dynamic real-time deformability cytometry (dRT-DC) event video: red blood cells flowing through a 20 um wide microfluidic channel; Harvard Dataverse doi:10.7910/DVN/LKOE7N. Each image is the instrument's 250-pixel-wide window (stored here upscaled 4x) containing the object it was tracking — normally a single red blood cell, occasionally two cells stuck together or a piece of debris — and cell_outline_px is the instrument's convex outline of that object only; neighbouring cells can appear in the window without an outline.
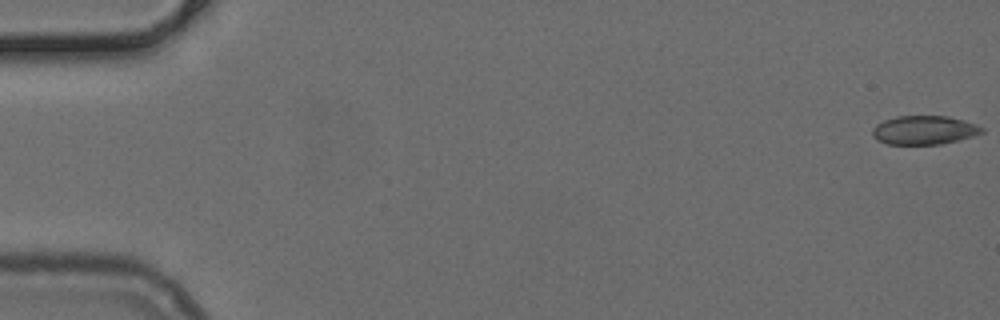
{"species": "common noctule bat (a hibernating species)", "species_latin": "Nyctalus noctula", "temperature_condition": "cold", "stored_images_in_passage": 28, "camera_frame_rate_fps": 3000, "um_per_image_px": 0.085, "animal": {"sex": "female", "body_mass_g": 24.6, "forearm_length_mm": 56.2}, "frame": {"image": 1, "passage_image": 1, "time_ms": 0.0, "image_size_px": [1000, 320], "cell_outline_px": [[984, 132], [972, 136], [940, 144], [888, 144], [876, 140], [872, 136], [872, 128], [876, 124], [884, 120], [896, 116], [948, 116], [964, 120], [976, 124], [984, 128]], "centroid_in_image_um": [78.52, 11.05], "position_along_channel_um": 6.5, "area_um2": 18.38}}
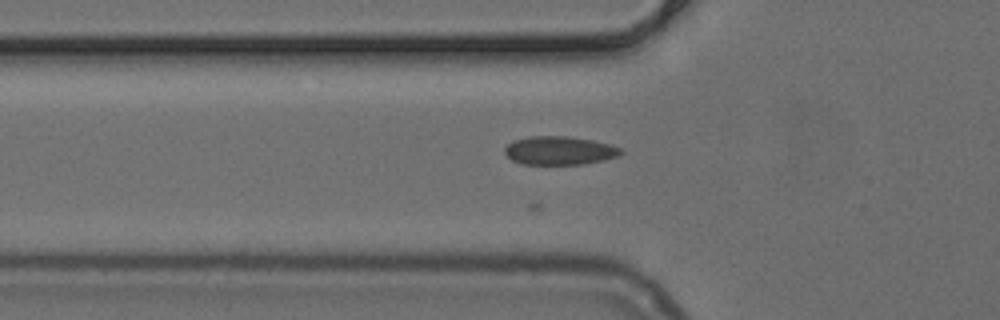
{"frame": {"image": 2, "passage_image": 18, "time_ms": 5.667, "image_size_px": [1000, 320], "cell_outline_px": [[624, 152], [620, 156], [604, 160], [584, 164], [520, 164], [512, 160], [504, 152], [504, 148], [512, 140], [528, 136], [568, 136], [592, 140], [612, 144], [620, 148]], "centroid_in_image_um": [47.57, 12.79], "position_along_channel_um": 78.2, "area_um2": 19.54}}
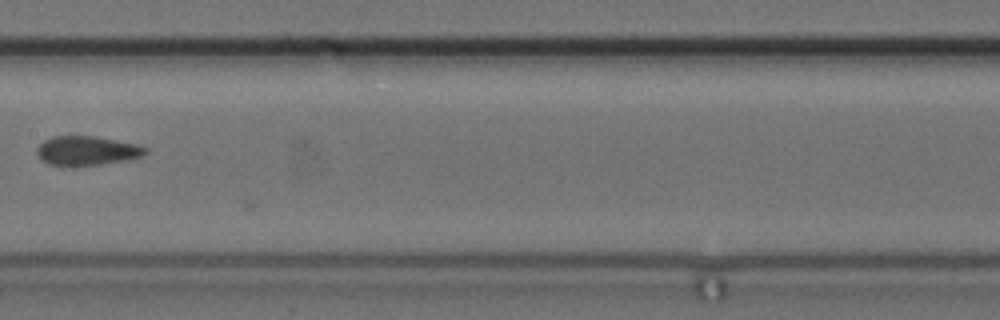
{"frame": {"image": 3, "passage_image": 27, "time_ms": 8.667, "image_size_px": [1000, 320], "cell_outline_px": [[148, 152], [140, 156], [124, 160], [100, 164], [48, 164], [36, 152], [36, 148], [44, 140], [52, 136], [96, 136], [136, 144], [148, 148]], "centroid_in_image_um": [7.4, 12.77], "position_along_channel_um": 200.0, "area_um2": 17.92}}